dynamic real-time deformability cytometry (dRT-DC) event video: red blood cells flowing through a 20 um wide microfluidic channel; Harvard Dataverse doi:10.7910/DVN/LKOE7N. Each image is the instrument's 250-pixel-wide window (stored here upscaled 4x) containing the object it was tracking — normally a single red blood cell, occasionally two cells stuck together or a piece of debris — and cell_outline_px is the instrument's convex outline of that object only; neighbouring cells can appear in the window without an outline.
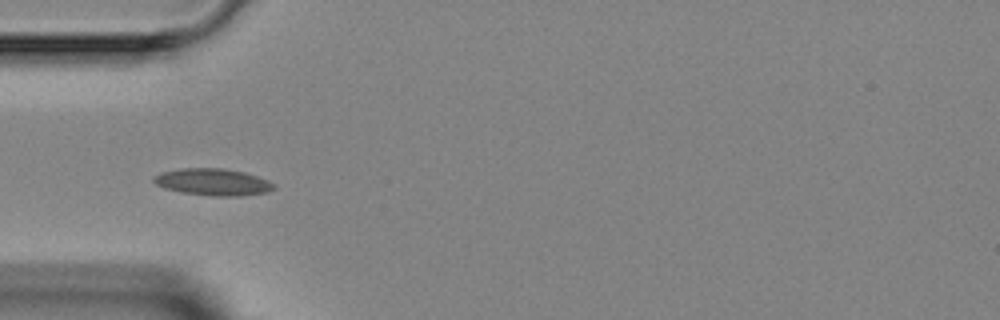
{"species": "Egyptian fruit bat (a non-hibernating species)", "species_latin": "Rousettus aegyptiacus", "temperature_condition": "room temperature", "stored_images_in_passage": 4, "camera_frame_rate_fps": 3000, "um_per_image_px": 0.085, "animal": {"sex": "female"}, "frame": {"image": 1, "passage_image": 4, "time_ms": 3.667, "image_size_px": [1000, 320], "cell_outline_px": [[276, 188], [268, 192], [240, 196], [212, 196], [180, 192], [164, 188], [156, 184], [152, 180], [152, 176], [160, 172], [180, 168], [224, 168], [244, 172], [268, 180], [276, 184]], "centroid_in_image_um": [18.09, 15.47], "position_along_channel_um": 66.9, "area_um2": 19.07}}